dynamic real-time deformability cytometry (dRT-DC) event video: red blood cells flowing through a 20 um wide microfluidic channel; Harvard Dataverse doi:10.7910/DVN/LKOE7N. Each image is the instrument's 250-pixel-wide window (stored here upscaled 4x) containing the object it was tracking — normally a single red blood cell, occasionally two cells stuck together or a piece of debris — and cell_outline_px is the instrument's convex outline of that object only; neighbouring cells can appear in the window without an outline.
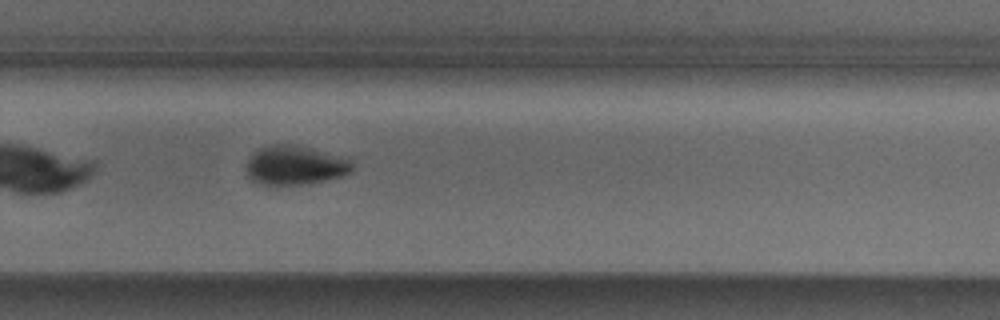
{"species": "Egyptian fruit bat (a non-hibernating species)", "species_latin": "Rousettus aegyptiacus", "temperature_condition": "cold", "stored_images_in_passage": 34, "camera_frame_rate_fps": 3000, "um_per_image_px": 0.085, "animal": {"sex": "male"}, "frame": {"image": 1, "passage_image": 20, "time_ms": 6.333, "image_size_px": [1000, 320], "cell_outline_px": [[352, 172], [344, 176], [308, 184], [256, 184], [248, 176], [244, 168], [248, 160], [260, 148], [268, 144], [292, 144], [352, 156]], "centroid_in_image_um": [25.16, 14.03], "position_along_channel_um": 304.6, "area_um2": 24.85}}